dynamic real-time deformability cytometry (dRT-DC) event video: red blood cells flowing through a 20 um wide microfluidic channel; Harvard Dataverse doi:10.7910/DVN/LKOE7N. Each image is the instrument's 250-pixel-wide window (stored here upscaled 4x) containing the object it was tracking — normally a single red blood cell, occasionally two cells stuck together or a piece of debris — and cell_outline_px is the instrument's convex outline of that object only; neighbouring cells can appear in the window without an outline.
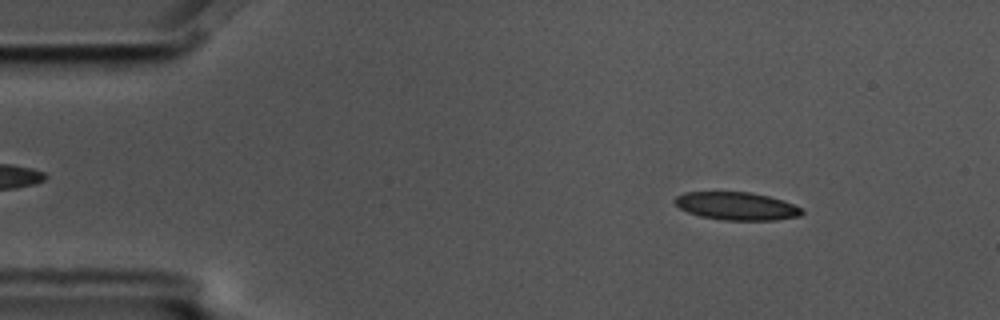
{"species": "common noctule bat (a hibernating species)", "species_latin": "Nyctalus noctula", "temperature_condition": "cold", "stored_images_in_passage": 5, "camera_frame_rate_fps": 3000, "um_per_image_px": 0.085, "animal": {"sex": "male", "body_mass_g": 17.5, "forearm_length_mm": 52.3}, "frame": {"image": 1, "passage_image": 2, "time_ms": 0.333, "image_size_px": [1000, 320], "cell_outline_px": [[804, 212], [800, 216], [776, 220], [724, 220], [700, 216], [688, 212], [680, 208], [672, 200], [676, 196], [684, 192], [752, 192], [784, 200], [800, 208]], "centroid_in_image_um": [62.6, 17.51], "position_along_channel_um": 22.4, "area_um2": 20.69}}